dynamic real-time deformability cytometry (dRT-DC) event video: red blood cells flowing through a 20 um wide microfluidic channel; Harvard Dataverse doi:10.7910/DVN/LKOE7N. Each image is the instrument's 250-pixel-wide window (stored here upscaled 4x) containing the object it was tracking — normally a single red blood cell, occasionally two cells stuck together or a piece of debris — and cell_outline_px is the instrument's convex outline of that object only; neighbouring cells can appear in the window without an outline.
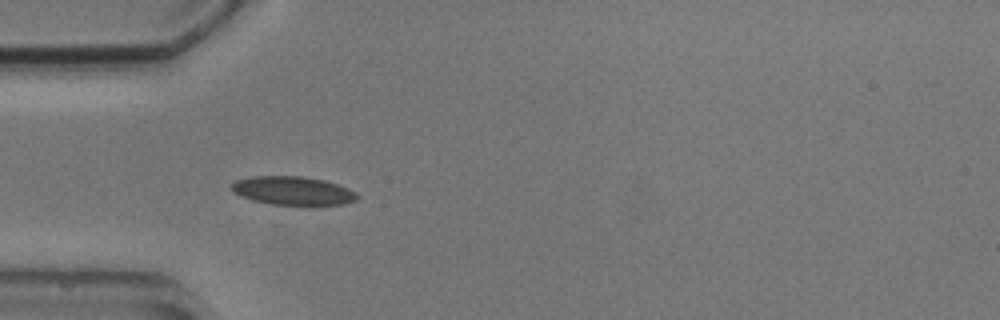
{"species": "common noctule bat (a hibernating species)", "species_latin": "Nyctalus noctula", "temperature_condition": "cold", "stored_images_in_passage": 3, "camera_frame_rate_fps": 3000, "um_per_image_px": 0.085, "animal": {"sex": "male", "body_mass_g": 20.5, "forearm_length_mm": 52.5}, "frame": {"image": 1, "passage_image": 2, "time_ms": 1.333, "image_size_px": [1000, 320], "cell_outline_px": [[360, 196], [356, 200], [344, 204], [308, 208], [272, 204], [252, 200], [240, 196], [232, 192], [232, 184], [236, 180], [252, 176], [300, 176], [324, 180], [348, 188], [356, 192]], "centroid_in_image_um": [24.94, 16.26], "position_along_channel_um": 60.1, "area_um2": 21.73}}